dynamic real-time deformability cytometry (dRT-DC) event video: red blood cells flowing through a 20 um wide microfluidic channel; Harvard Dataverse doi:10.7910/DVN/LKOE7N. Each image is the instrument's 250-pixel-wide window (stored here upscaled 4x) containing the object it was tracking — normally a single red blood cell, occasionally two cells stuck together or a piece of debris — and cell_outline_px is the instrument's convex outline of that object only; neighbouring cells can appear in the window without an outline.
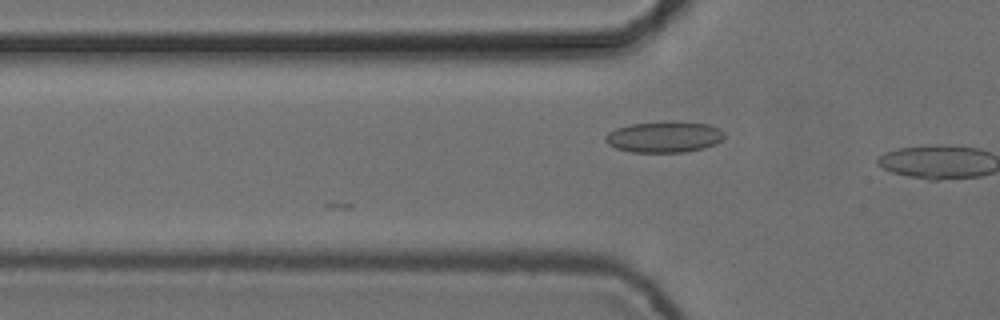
{"species": "common noctule bat (a hibernating species)", "species_latin": "Nyctalus noctula", "temperature_condition": "cold", "stored_images_in_passage": 7, "camera_frame_rate_fps": 3000, "um_per_image_px": 0.085, "animal": {"sex": "female", "body_mass_g": 24.6, "forearm_length_mm": 56.2}, "frame": {"image": 1, "passage_image": 5, "time_ms": 1.333, "image_size_px": [1000, 320], "cell_outline_px": [[724, 136], [716, 144], [704, 148], [684, 152], [632, 152], [616, 148], [608, 144], [604, 140], [604, 136], [608, 132], [616, 128], [628, 124], [668, 120], [672, 120], [708, 124], [720, 128], [724, 132]], "centroid_in_image_um": [56.44, 11.61], "position_along_channel_um": 69.4, "area_um2": 21.96}}
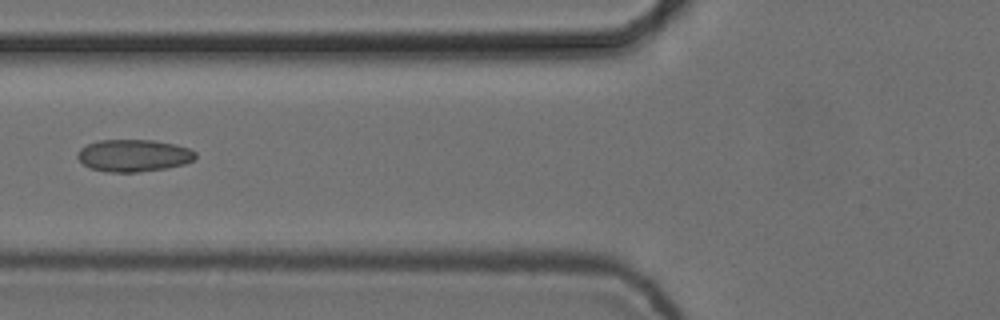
{"frame": {"image": 2, "passage_image": 7, "time_ms": 2.0, "image_size_px": [1000, 320], "cell_outline_px": [[196, 156], [192, 160], [184, 164], [168, 168], [136, 172], [108, 172], [88, 168], [76, 156], [76, 152], [80, 148], [88, 144], [100, 140], [152, 140], [176, 144], [188, 148], [196, 152]], "centroid_in_image_um": [11.34, 13.22], "position_along_channel_um": 114.5, "area_um2": 22.2}}